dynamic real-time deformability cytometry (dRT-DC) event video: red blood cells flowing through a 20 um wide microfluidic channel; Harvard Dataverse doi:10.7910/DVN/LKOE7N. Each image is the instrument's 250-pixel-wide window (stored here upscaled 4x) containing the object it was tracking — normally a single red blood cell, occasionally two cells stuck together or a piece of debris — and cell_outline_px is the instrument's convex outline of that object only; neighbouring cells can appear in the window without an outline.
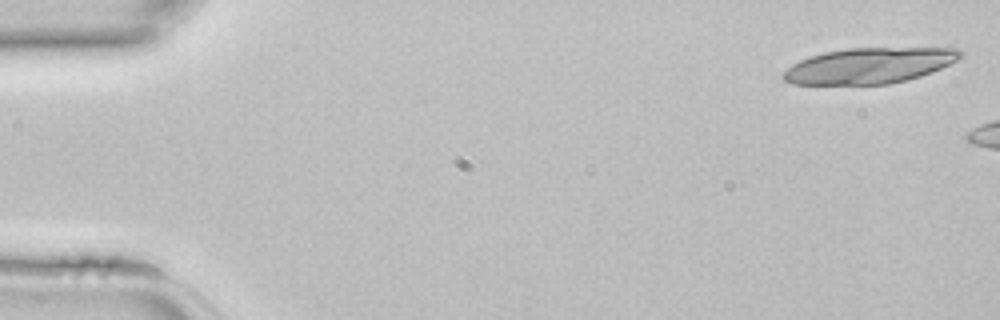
{"species": "common noctule bat (a hibernating species)", "species_latin": "Nyctalus noctula", "temperature_condition": "room temperature", "stored_images_in_passage": 6, "camera_frame_rate_fps": 3000, "um_per_image_px": 0.085, "animal": {"sex": "female", "body_mass_g": 22.7, "forearm_length_mm": 54.2}, "frame": {"image": 1, "passage_image": 1, "time_ms": 0.0, "image_size_px": [1000, 320], "cell_outline_px": [[964, 56], [940, 68], [920, 76], [888, 84], [792, 84], [784, 80], [780, 76], [792, 64], [800, 60], [824, 52], [848, 48], [960, 48], [964, 52]], "centroid_in_image_um": [73.89, 5.57], "position_along_channel_um": 11.1, "area_um2": 36.59}}